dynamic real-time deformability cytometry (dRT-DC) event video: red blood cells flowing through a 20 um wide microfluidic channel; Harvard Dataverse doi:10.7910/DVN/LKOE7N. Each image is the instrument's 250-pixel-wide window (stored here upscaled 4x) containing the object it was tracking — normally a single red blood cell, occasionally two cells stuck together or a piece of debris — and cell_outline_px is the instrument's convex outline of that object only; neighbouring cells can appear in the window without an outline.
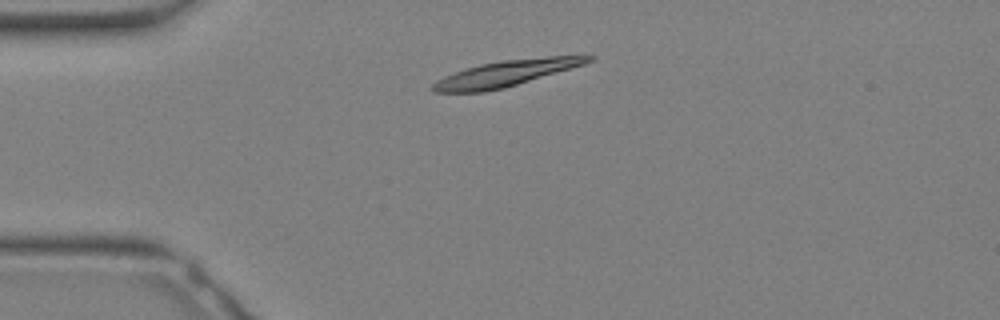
{"species": "Egyptian fruit bat (a non-hibernating species)", "species_latin": "Rousettus aegyptiacus", "temperature_condition": "warm", "stored_images_in_passage": 7, "camera_frame_rate_fps": 3000, "um_per_image_px": 0.085, "animal": {"sex": "female"}, "frame": {"image": 1, "passage_image": 1, "time_ms": 0.0, "image_size_px": [1000, 320], "cell_outline_px": [[596, 56], [592, 60], [584, 64], [572, 68], [504, 88], [484, 92], [432, 92], [432, 84], [436, 80], [444, 76], [480, 64], [500, 60], [548, 56]], "centroid_in_image_um": [42.98, 6.24], "position_along_channel_um": 42.0, "area_um2": 23.29}}
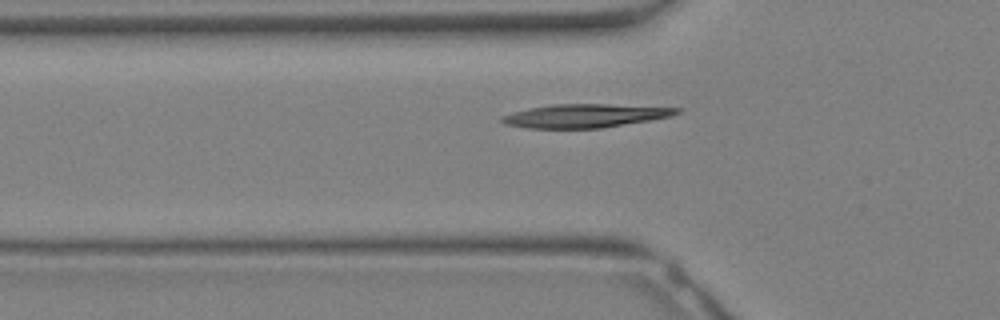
{"frame": {"image": 2, "passage_image": 4, "time_ms": 1.0, "image_size_px": [1000, 320], "cell_outline_px": [[684, 108], [680, 112], [672, 116], [600, 128], [528, 128], [504, 124], [500, 120], [500, 116], [528, 108], [556, 104], [608, 104]], "centroid_in_image_um": [49.72, 9.83], "position_along_channel_um": 76.1, "area_um2": 23.81}}
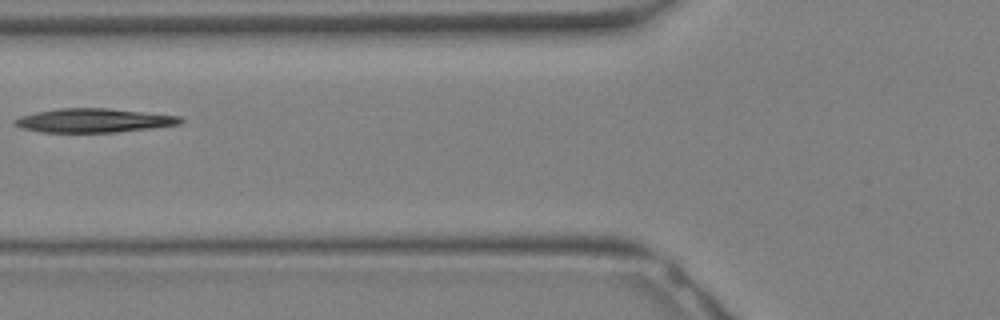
{"frame": {"image": 3, "passage_image": 6, "time_ms": 1.667, "image_size_px": [1000, 320], "cell_outline_px": [[184, 120], [180, 124], [152, 128], [116, 132], [44, 132], [24, 128], [12, 124], [12, 120], [20, 116], [36, 112], [56, 108], [108, 108], [180, 116]], "centroid_in_image_um": [7.96, 10.23], "position_along_channel_um": 117.8, "area_um2": 23.06}}